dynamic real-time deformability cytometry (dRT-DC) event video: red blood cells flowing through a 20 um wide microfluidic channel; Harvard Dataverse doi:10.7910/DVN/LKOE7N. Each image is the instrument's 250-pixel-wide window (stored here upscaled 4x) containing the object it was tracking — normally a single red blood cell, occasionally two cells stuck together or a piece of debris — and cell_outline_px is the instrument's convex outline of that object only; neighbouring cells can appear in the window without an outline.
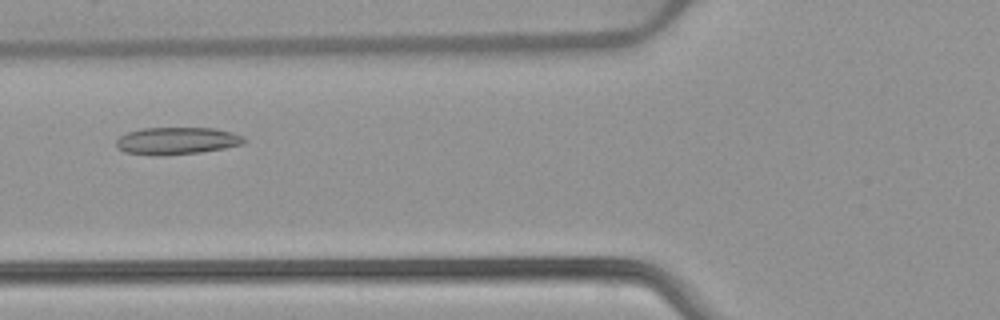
{"species": "common noctule bat (a hibernating species)", "species_latin": "Nyctalus noctula", "temperature_condition": "warm", "stored_images_in_passage": 50, "camera_frame_rate_fps": 3000, "um_per_image_px": 0.085, "animal": {"sex": "female", "body_mass_g": 22.7, "forearm_length_mm": 54.2}, "frame": {"image": 1, "passage_image": 18, "time_ms": 5.667, "image_size_px": [1000, 320], "cell_outline_px": [[248, 140], [244, 144], [224, 148], [200, 152], [168, 156], [152, 156], [124, 152], [116, 148], [116, 140], [120, 136], [128, 132], [140, 128], [212, 128], [232, 132], [244, 136]], "centroid_in_image_um": [15.02, 11.98], "position_along_channel_um": 110.8, "area_um2": 20.69}}
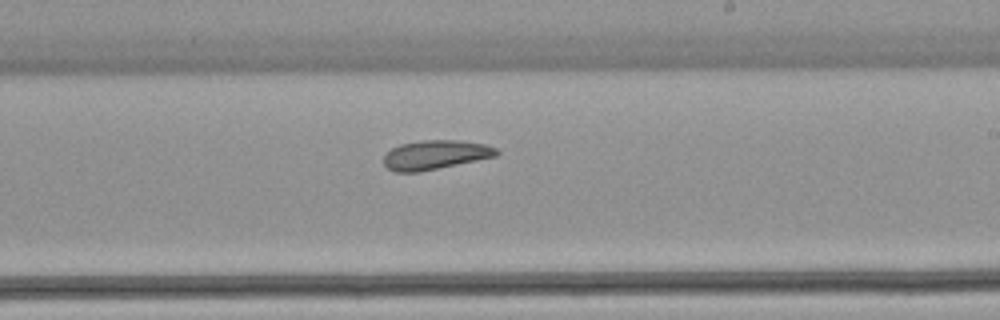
{"frame": {"image": 2, "passage_image": 29, "time_ms": 9.333, "image_size_px": [1000, 320], "cell_outline_px": [[500, 152], [496, 156], [420, 172], [396, 172], [388, 168], [384, 164], [384, 156], [392, 148], [400, 144], [420, 140], [460, 140], [484, 144], [496, 148]], "centroid_in_image_um": [37.0, 13.15], "position_along_channel_um": 252.0, "area_um2": 19.13}}
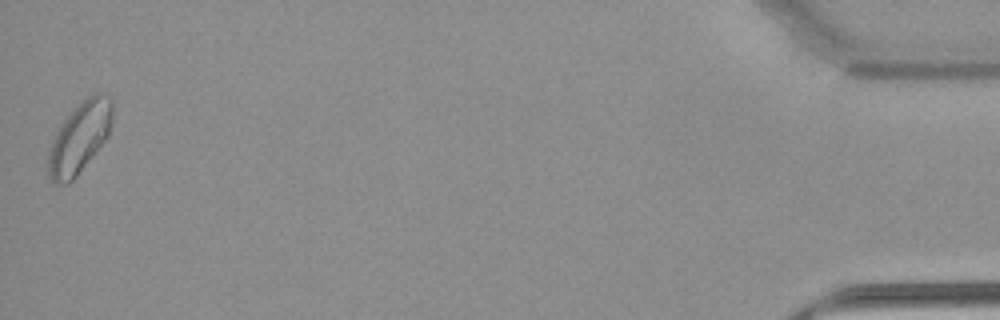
{"frame": {"image": 3, "passage_image": 50, "time_ms": 16.333, "image_size_px": [1000, 320], "cell_outline_px": [[112, 120], [108, 136], [76, 176], [68, 184], [56, 184], [48, 176], [48, 152], [52, 140], [60, 124], [88, 96], [96, 92], [100, 92], [108, 96], [112, 100]], "centroid_in_image_um": [6.75, 11.71], "position_along_channel_um": 428.4, "area_um2": 26.07}, "authors_computed_cell_mechanics": {"area_um2": 21.5305, "velocity_mm_per_s": 3.8595, "shape_relaxation_time_tau1_ms": null, "shape_relaxation_time_tau2_ms": 4.8529, "deformation_change_tau1": null, "deformation_change_tau2": 0.1227}}